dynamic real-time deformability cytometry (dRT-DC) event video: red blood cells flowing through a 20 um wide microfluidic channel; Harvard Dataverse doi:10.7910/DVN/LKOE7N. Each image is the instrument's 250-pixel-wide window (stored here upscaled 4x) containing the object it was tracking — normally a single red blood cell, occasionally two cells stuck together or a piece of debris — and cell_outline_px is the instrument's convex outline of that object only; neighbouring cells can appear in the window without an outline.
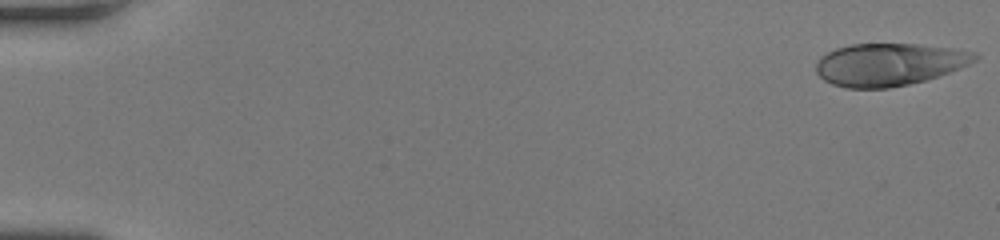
{"species": "human", "species_latin": "Homo sapiens", "temperature_condition": "room temperature", "stored_images_in_passage": 24, "camera_frame_rate_fps": 3000, "um_per_image_px": 0.085, "donor": {"sex": "female"}, "frame": {"image": 1, "passage_image": 1, "time_ms": 0.0, "image_size_px": [1000, 240], "cell_outline_px": [[980, 56], [976, 60], [960, 68], [924, 80], [908, 84], [888, 88], [848, 88], [832, 84], [824, 80], [816, 72], [816, 60], [820, 56], [836, 48], [852, 44], [920, 44], [952, 48], [976, 52]], "centroid_in_image_um": [75.56, 5.47], "position_along_channel_um": 9.4, "area_um2": 39.25}}
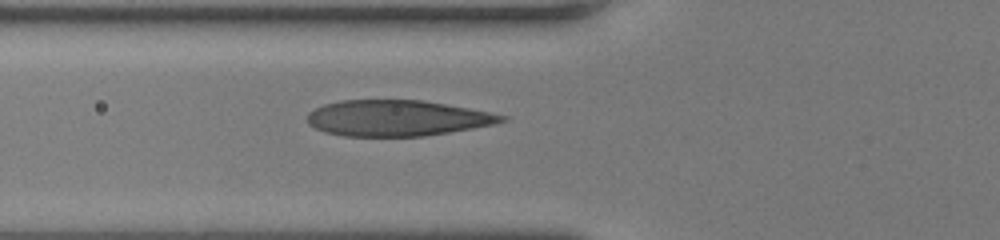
{"frame": {"image": 2, "passage_image": 21, "time_ms": 6.667, "image_size_px": [1000, 240], "cell_outline_px": [[508, 120], [496, 124], [424, 136], [344, 136], [324, 132], [308, 124], [308, 112], [324, 104], [340, 100], [420, 100], [468, 108], [508, 116]], "centroid_in_image_um": [33.74, 10.04], "position_along_channel_um": 92.1, "area_um2": 40.46}}
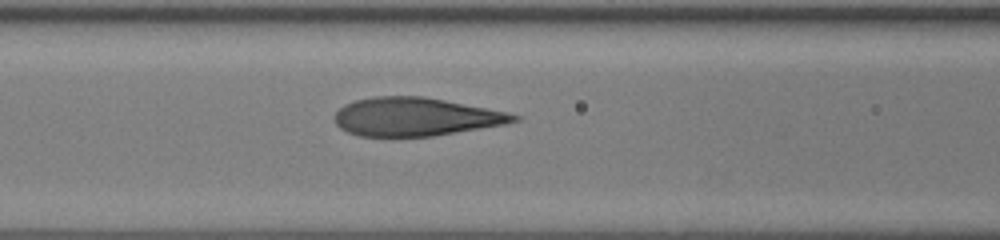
{"frame": {"image": 3, "passage_image": 24, "time_ms": 7.667, "image_size_px": [1000, 240], "cell_outline_px": [[524, 116], [520, 120], [504, 124], [432, 136], [360, 136], [348, 132], [340, 128], [336, 124], [332, 116], [344, 104], [356, 100], [376, 96], [424, 96], [508, 112]], "centroid_in_image_um": [35.31, 9.92], "position_along_channel_um": 131.3, "area_um2": 40.0}}